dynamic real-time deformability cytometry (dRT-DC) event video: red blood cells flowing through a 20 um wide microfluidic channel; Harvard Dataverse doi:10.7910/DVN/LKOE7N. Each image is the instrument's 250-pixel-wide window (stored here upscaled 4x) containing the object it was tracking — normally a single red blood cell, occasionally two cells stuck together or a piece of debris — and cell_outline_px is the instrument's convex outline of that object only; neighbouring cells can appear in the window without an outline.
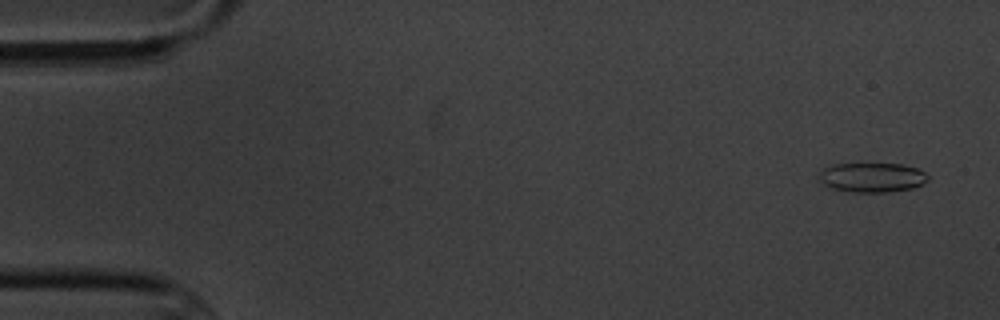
{"species": "common noctule bat (a hibernating species)", "species_latin": "Nyctalus noctula", "temperature_condition": "cold", "stored_images_in_passage": 5, "camera_frame_rate_fps": 3000, "um_per_image_px": 0.085, "animal": {"sex": "male", "body_mass_g": 20.1, "forearm_length_mm": 53.5}, "frame": {"image": 1, "passage_image": 1, "time_ms": 0.0, "image_size_px": [1000, 320], "cell_outline_px": [[928, 180], [924, 184], [912, 188], [888, 192], [852, 192], [832, 188], [820, 184], [820, 172], [824, 168], [832, 164], [900, 164], [916, 168], [924, 172], [928, 176]], "centroid_in_image_um": [74.12, 15.09], "position_along_channel_um": 10.9, "area_um2": 18.73}}
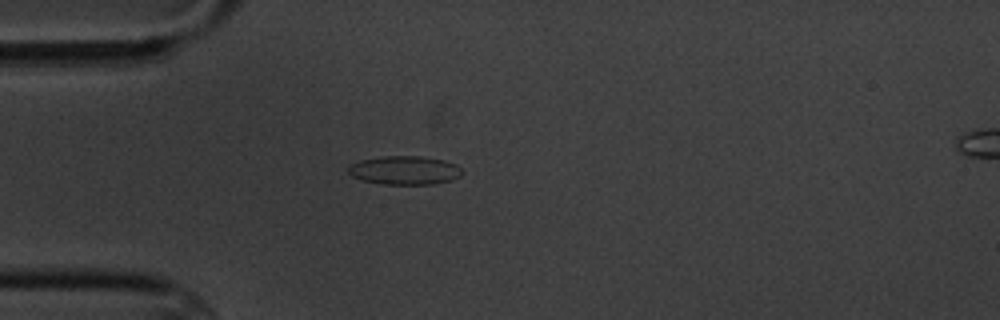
{"frame": {"image": 2, "passage_image": 5, "time_ms": 4.333, "image_size_px": [1000, 320], "cell_outline_px": [[464, 172], [460, 176], [452, 180], [432, 184], [380, 184], [360, 180], [352, 176], [348, 172], [348, 168], [352, 164], [360, 160], [384, 156], [420, 156], [444, 160], [456, 164]], "centroid_in_image_um": [34.4, 14.48], "position_along_channel_um": 50.6, "area_um2": 19.07}}